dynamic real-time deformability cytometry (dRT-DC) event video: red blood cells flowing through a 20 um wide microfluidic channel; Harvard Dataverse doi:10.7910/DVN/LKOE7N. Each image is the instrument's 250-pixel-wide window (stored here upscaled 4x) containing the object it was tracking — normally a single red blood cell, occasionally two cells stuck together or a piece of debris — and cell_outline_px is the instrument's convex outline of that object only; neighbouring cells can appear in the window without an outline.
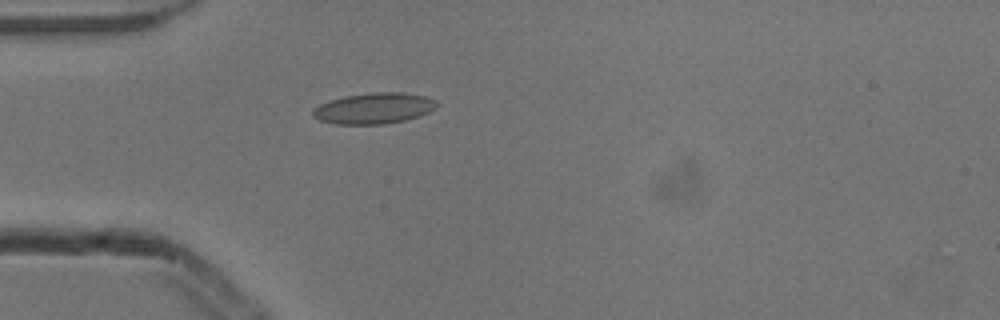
{"species": "common noctule bat (a hibernating species)", "species_latin": "Nyctalus noctula", "temperature_condition": "cold", "stored_images_in_passage": 4, "camera_frame_rate_fps": 3000, "um_per_image_px": 0.085, "animal": {"sex": "male", "body_mass_g": 13.3}, "frame": {"image": 1, "passage_image": 4, "time_ms": 1.0, "image_size_px": [1000, 320], "cell_outline_px": [[436, 108], [420, 116], [404, 120], [384, 124], [336, 124], [320, 120], [312, 116], [312, 108], [328, 100], [344, 96], [368, 92], [400, 92], [424, 96], [436, 100]], "centroid_in_image_um": [31.75, 9.2], "position_along_channel_um": 53.3, "area_um2": 22.43}}